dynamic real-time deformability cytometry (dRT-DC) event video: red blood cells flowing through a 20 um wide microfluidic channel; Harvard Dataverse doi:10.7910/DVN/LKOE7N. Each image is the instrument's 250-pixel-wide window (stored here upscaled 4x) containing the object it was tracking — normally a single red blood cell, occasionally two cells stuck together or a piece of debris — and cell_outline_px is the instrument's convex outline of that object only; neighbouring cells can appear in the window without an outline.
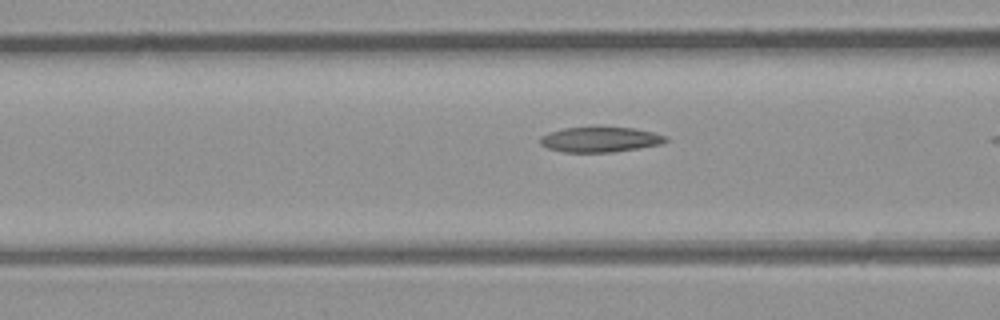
{"species": "common noctule bat (a hibernating species)", "species_latin": "Nyctalus noctula", "temperature_condition": "room temperature", "stored_images_in_passage": 8, "camera_frame_rate_fps": 3000, "um_per_image_px": 0.085, "animal": {"sex": "male", "body_mass_g": 23.1, "forearm_length_mm": 52.7}, "frame": {"image": 1, "passage_image": 7, "time_ms": 2.0, "image_size_px": [1000, 320], "cell_outline_px": [[668, 140], [660, 144], [612, 152], [564, 152], [548, 148], [540, 144], [540, 136], [548, 132], [564, 128], [596, 124], [632, 128], [652, 132], [668, 136]], "centroid_in_image_um": [50.97, 11.81], "position_along_channel_um": 115.6, "area_um2": 19.07}}